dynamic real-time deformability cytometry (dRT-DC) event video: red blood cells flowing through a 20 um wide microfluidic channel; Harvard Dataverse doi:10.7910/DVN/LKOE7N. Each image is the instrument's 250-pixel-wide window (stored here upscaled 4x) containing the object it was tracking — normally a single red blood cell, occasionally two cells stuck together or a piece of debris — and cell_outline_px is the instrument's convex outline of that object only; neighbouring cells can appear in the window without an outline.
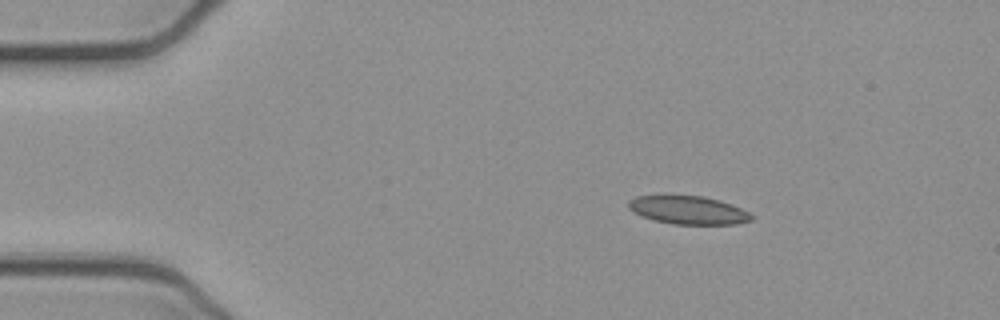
{"species": "common noctule bat (a hibernating species)", "species_latin": "Nyctalus noctula", "temperature_condition": "cold", "stored_images_in_passage": 12, "camera_frame_rate_fps": 3000, "um_per_image_px": 0.085, "animal": {"sex": "female", "body_mass_g": 21.9}, "frame": {"image": 1, "passage_image": 1, "time_ms": 0.0, "image_size_px": [1000, 320], "cell_outline_px": [[756, 216], [752, 220], [736, 224], [672, 224], [652, 220], [640, 216], [632, 212], [628, 208], [628, 200], [636, 196], [704, 196], [720, 200], [732, 204]], "centroid_in_image_um": [58.49, 17.87], "position_along_channel_um": 26.5, "area_um2": 20.4}}
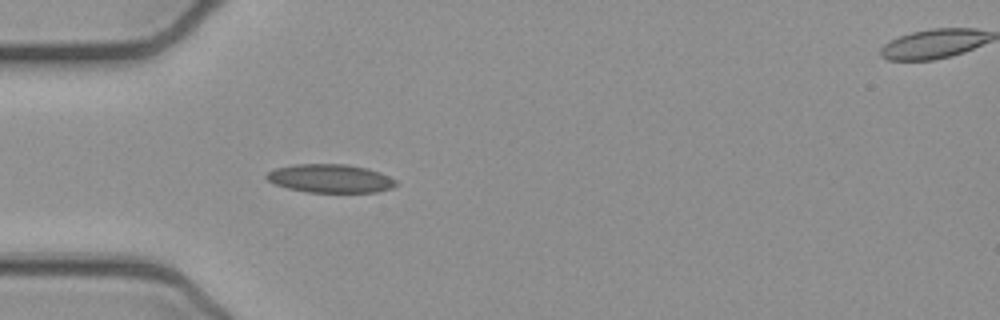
{"frame": {"image": 2, "passage_image": 8, "time_ms": 2.333, "image_size_px": [1000, 320], "cell_outline_px": [[396, 184], [392, 188], [376, 192], [304, 192], [288, 188], [276, 184], [268, 180], [264, 176], [268, 172], [276, 168], [296, 164], [344, 164], [368, 168], [380, 172], [396, 180]], "centroid_in_image_um": [28.08, 15.17], "position_along_channel_um": 56.9, "area_um2": 21.39}}
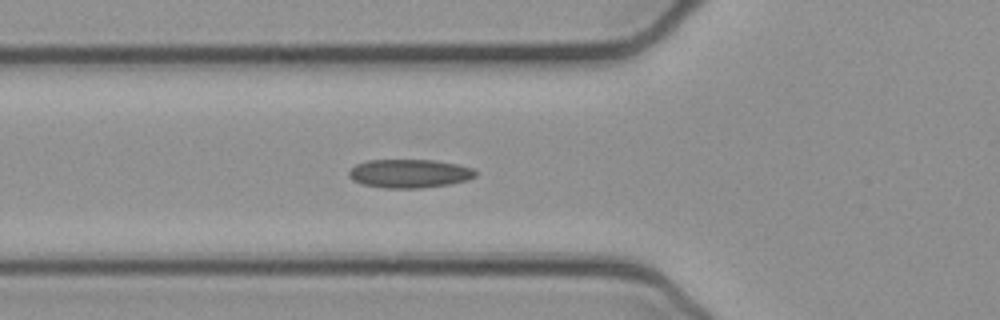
{"frame": {"image": 3, "passage_image": 11, "time_ms": 3.333, "image_size_px": [1000, 320], "cell_outline_px": [[476, 176], [468, 180], [448, 184], [424, 188], [384, 188], [360, 184], [352, 180], [348, 176], [348, 172], [356, 164], [368, 160], [432, 160], [456, 164], [472, 168], [476, 172]], "centroid_in_image_um": [34.77, 14.76], "position_along_channel_um": 91.0, "area_um2": 21.15}}